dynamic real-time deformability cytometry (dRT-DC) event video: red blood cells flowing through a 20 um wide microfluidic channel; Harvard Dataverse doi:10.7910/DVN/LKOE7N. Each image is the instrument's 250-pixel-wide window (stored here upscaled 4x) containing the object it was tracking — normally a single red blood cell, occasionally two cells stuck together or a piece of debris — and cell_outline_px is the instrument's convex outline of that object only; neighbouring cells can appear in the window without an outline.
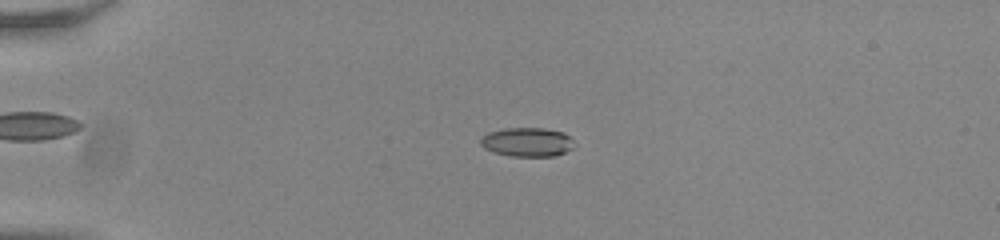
{"species": "common noctule bat (a hibernating species)", "species_latin": "Nyctalus noctula", "temperature_condition": "room temperature", "stored_images_in_passage": 51, "camera_frame_rate_fps": 3000, "um_per_image_px": 0.085, "animal": {"sex": "male", "body_mass_g": 20.0, "forearm_length_mm": 53.3}, "frame": {"image": 1, "passage_image": 10, "time_ms": 3.0, "image_size_px": [1000, 240], "cell_outline_px": [[576, 144], [572, 148], [556, 156], [512, 156], [496, 152], [484, 148], [480, 144], [480, 136], [488, 132], [504, 128], [544, 128], [564, 132]], "centroid_in_image_um": [44.8, 12.06], "position_along_channel_um": 40.2, "area_um2": 15.9}}
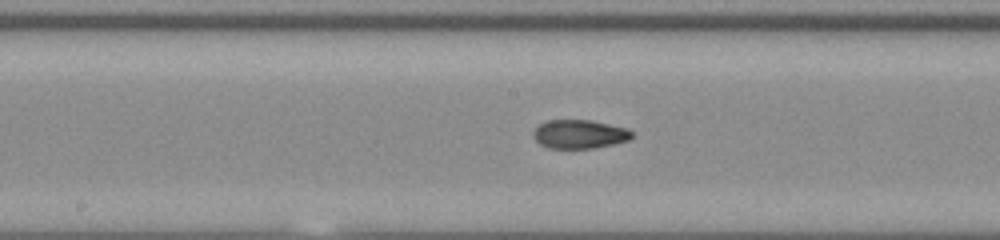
{"frame": {"image": 2, "passage_image": 26, "time_ms": 8.333, "image_size_px": [1000, 240], "cell_outline_px": [[632, 136], [628, 140], [612, 144], [592, 148], [548, 148], [540, 144], [532, 136], [532, 132], [540, 124], [548, 120], [592, 120], [628, 128], [632, 132]], "centroid_in_image_um": [49.24, 11.39], "position_along_channel_um": 199.0, "area_um2": 16.47}}
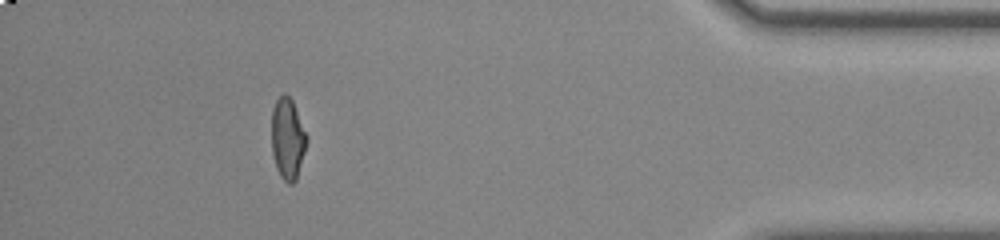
{"frame": {"image": 3, "passage_image": 46, "time_ms": 15.0, "image_size_px": [1000, 240], "cell_outline_px": [[308, 140], [296, 180], [292, 184], [288, 184], [280, 176], [276, 168], [272, 152], [272, 108], [276, 100], [284, 92], [292, 100], [308, 136]], "centroid_in_image_um": [24.45, 11.79], "position_along_channel_um": 410.7, "area_um2": 16.7}, "authors_computed_cell_mechanics": {"area_um2": 16.473, "velocity_mm_per_s": 3.8627, "shape_relaxation_time_tau1_ms": 7.9424, "shape_relaxation_time_tau2_ms": 1.3718, "deformation_change_tau1": 0.2341, "deformation_change_tau2": 0.0692}}